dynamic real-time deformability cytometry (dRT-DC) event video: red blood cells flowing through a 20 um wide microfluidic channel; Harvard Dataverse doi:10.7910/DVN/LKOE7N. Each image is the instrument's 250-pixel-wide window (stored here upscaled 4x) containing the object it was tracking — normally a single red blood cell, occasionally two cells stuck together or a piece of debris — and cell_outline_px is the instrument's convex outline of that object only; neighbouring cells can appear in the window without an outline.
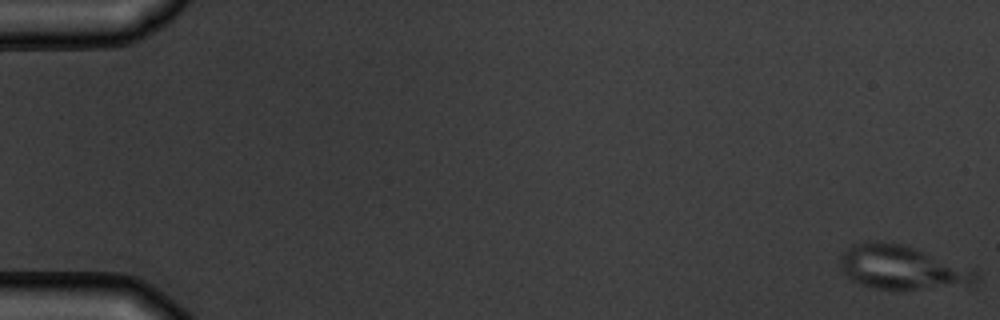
{"species": "common noctule bat (a hibernating species)", "species_latin": "Nyctalus noctula", "temperature_condition": "warm", "stored_images_in_passage": 9, "camera_frame_rate_fps": 3000, "um_per_image_px": 0.085, "animal": {"sex": "male", "body_mass_g": 19.5, "forearm_length_mm": 54.6}, "frame": {"image": 1, "passage_image": 1, "time_ms": 0.0, "image_size_px": [1000, 320], "cell_outline_px": [[980, 280], [916, 288], [872, 288], [852, 280], [840, 268], [840, 256], [852, 244], [868, 240], [880, 240], [900, 244], [916, 248], [980, 272]], "centroid_in_image_um": [76.55, 22.66], "position_along_channel_um": 8.5, "area_um2": 33.58}}